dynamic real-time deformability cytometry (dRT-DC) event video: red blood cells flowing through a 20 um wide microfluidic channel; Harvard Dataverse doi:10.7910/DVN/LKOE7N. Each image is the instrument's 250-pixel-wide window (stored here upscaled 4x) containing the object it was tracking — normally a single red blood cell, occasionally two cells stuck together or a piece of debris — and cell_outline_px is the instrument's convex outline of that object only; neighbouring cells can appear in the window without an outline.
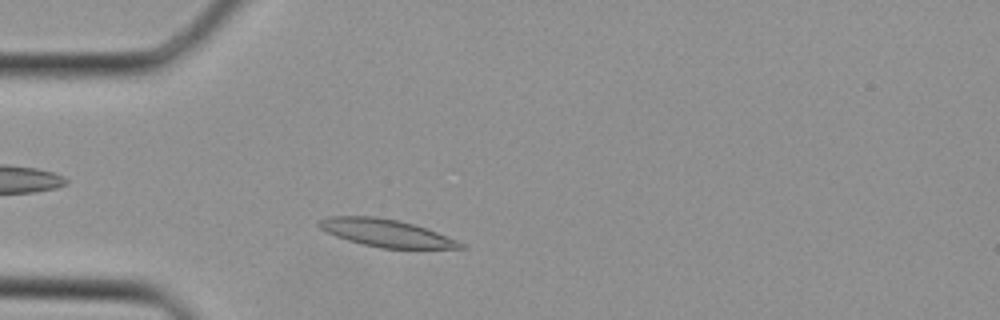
{"species": "Egyptian fruit bat (a non-hibernating species)", "species_latin": "Rousettus aegyptiacus", "temperature_condition": "cold", "stored_images_in_passage": 30, "camera_frame_rate_fps": 3000, "um_per_image_px": 0.085, "animal": {"sex": "female"}, "frame": {"image": 1, "passage_image": 4, "time_ms": 1.0, "image_size_px": [1000, 320], "cell_outline_px": [[464, 248], [380, 248], [348, 240], [336, 236], [320, 228], [316, 224], [320, 220], [328, 216], [372, 216], [396, 220], [412, 224], [436, 232], [456, 240], [464, 244]], "centroid_in_image_um": [32.77, 19.8], "position_along_channel_um": 52.2, "area_um2": 22.14}}
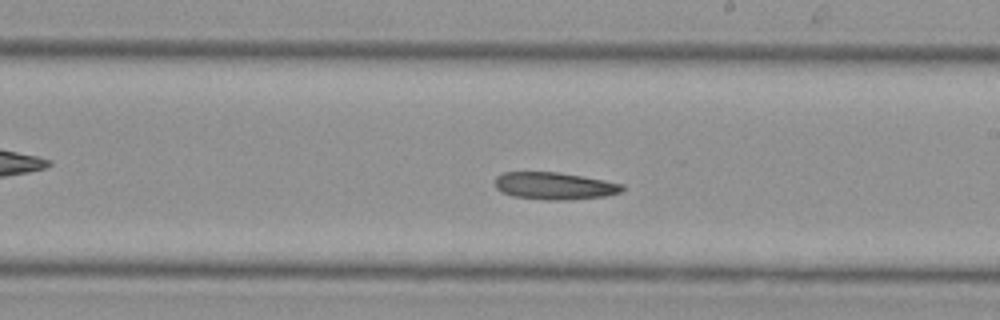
{"frame": {"image": 2, "passage_image": 15, "time_ms": 4.667, "image_size_px": [1000, 320], "cell_outline_px": [[624, 188], [620, 192], [604, 196], [568, 200], [544, 200], [512, 196], [500, 192], [496, 188], [496, 176], [504, 172], [560, 172], [604, 180], [624, 184]], "centroid_in_image_um": [47.11, 15.8], "position_along_channel_um": 241.9, "area_um2": 20.29}}
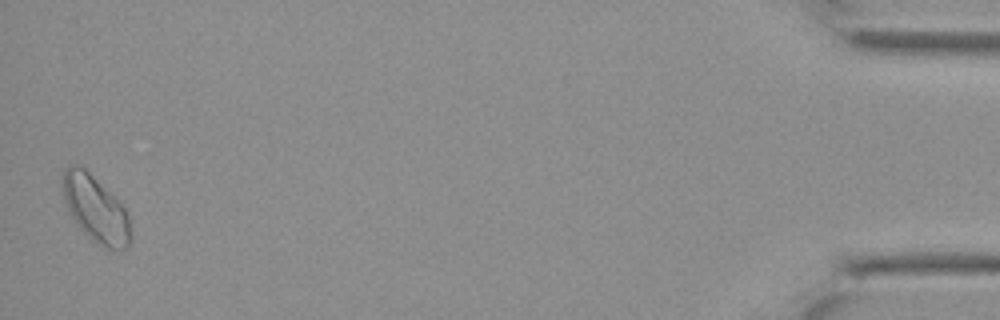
{"frame": {"image": 3, "passage_image": 30, "time_ms": 9.667, "image_size_px": [1000, 320], "cell_outline_px": [[132, 240], [120, 252], [112, 252], [92, 240], [80, 228], [68, 212], [60, 188], [60, 180], [64, 168], [68, 164], [76, 164], [84, 168], [124, 208], [128, 216], [132, 236]], "centroid_in_image_um": [8.08, 17.78], "position_along_channel_um": 427.1, "area_um2": 26.47}}